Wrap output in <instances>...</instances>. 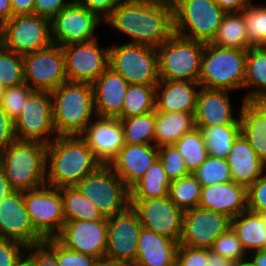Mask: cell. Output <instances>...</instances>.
<instances>
[{
  "label": "cell",
  "instance_id": "cell-24",
  "mask_svg": "<svg viewBox=\"0 0 266 266\" xmlns=\"http://www.w3.org/2000/svg\"><path fill=\"white\" fill-rule=\"evenodd\" d=\"M198 207L233 219L248 210L247 187L233 181L202 187Z\"/></svg>",
  "mask_w": 266,
  "mask_h": 266
},
{
  "label": "cell",
  "instance_id": "cell-22",
  "mask_svg": "<svg viewBox=\"0 0 266 266\" xmlns=\"http://www.w3.org/2000/svg\"><path fill=\"white\" fill-rule=\"evenodd\" d=\"M80 137L103 165H109L125 144L123 128L118 118L96 116Z\"/></svg>",
  "mask_w": 266,
  "mask_h": 266
},
{
  "label": "cell",
  "instance_id": "cell-9",
  "mask_svg": "<svg viewBox=\"0 0 266 266\" xmlns=\"http://www.w3.org/2000/svg\"><path fill=\"white\" fill-rule=\"evenodd\" d=\"M113 42L109 67L129 84L157 85L159 82L157 49L145 45Z\"/></svg>",
  "mask_w": 266,
  "mask_h": 266
},
{
  "label": "cell",
  "instance_id": "cell-57",
  "mask_svg": "<svg viewBox=\"0 0 266 266\" xmlns=\"http://www.w3.org/2000/svg\"><path fill=\"white\" fill-rule=\"evenodd\" d=\"M236 261L230 258L222 257L221 255L208 249L207 266H235Z\"/></svg>",
  "mask_w": 266,
  "mask_h": 266
},
{
  "label": "cell",
  "instance_id": "cell-58",
  "mask_svg": "<svg viewBox=\"0 0 266 266\" xmlns=\"http://www.w3.org/2000/svg\"><path fill=\"white\" fill-rule=\"evenodd\" d=\"M12 17L11 0H0V28Z\"/></svg>",
  "mask_w": 266,
  "mask_h": 266
},
{
  "label": "cell",
  "instance_id": "cell-51",
  "mask_svg": "<svg viewBox=\"0 0 266 266\" xmlns=\"http://www.w3.org/2000/svg\"><path fill=\"white\" fill-rule=\"evenodd\" d=\"M25 254L33 266H59L55 253L44 242L28 246Z\"/></svg>",
  "mask_w": 266,
  "mask_h": 266
},
{
  "label": "cell",
  "instance_id": "cell-26",
  "mask_svg": "<svg viewBox=\"0 0 266 266\" xmlns=\"http://www.w3.org/2000/svg\"><path fill=\"white\" fill-rule=\"evenodd\" d=\"M199 89L198 82L159 80L155 89V112H195Z\"/></svg>",
  "mask_w": 266,
  "mask_h": 266
},
{
  "label": "cell",
  "instance_id": "cell-41",
  "mask_svg": "<svg viewBox=\"0 0 266 266\" xmlns=\"http://www.w3.org/2000/svg\"><path fill=\"white\" fill-rule=\"evenodd\" d=\"M252 1L243 11L246 33L253 46H266V2Z\"/></svg>",
  "mask_w": 266,
  "mask_h": 266
},
{
  "label": "cell",
  "instance_id": "cell-3",
  "mask_svg": "<svg viewBox=\"0 0 266 266\" xmlns=\"http://www.w3.org/2000/svg\"><path fill=\"white\" fill-rule=\"evenodd\" d=\"M50 93L57 136L80 135L97 116L92 84L67 81Z\"/></svg>",
  "mask_w": 266,
  "mask_h": 266
},
{
  "label": "cell",
  "instance_id": "cell-8",
  "mask_svg": "<svg viewBox=\"0 0 266 266\" xmlns=\"http://www.w3.org/2000/svg\"><path fill=\"white\" fill-rule=\"evenodd\" d=\"M75 187L95 204L103 217H112L130 206V189L109 165H101Z\"/></svg>",
  "mask_w": 266,
  "mask_h": 266
},
{
  "label": "cell",
  "instance_id": "cell-32",
  "mask_svg": "<svg viewBox=\"0 0 266 266\" xmlns=\"http://www.w3.org/2000/svg\"><path fill=\"white\" fill-rule=\"evenodd\" d=\"M230 227L236 233L246 253L265 249L266 231L261 213L243 211L230 220Z\"/></svg>",
  "mask_w": 266,
  "mask_h": 266
},
{
  "label": "cell",
  "instance_id": "cell-23",
  "mask_svg": "<svg viewBox=\"0 0 266 266\" xmlns=\"http://www.w3.org/2000/svg\"><path fill=\"white\" fill-rule=\"evenodd\" d=\"M158 158L156 145L124 144L109 166L130 189Z\"/></svg>",
  "mask_w": 266,
  "mask_h": 266
},
{
  "label": "cell",
  "instance_id": "cell-43",
  "mask_svg": "<svg viewBox=\"0 0 266 266\" xmlns=\"http://www.w3.org/2000/svg\"><path fill=\"white\" fill-rule=\"evenodd\" d=\"M0 83L5 87L25 83L23 56L16 54L0 44Z\"/></svg>",
  "mask_w": 266,
  "mask_h": 266
},
{
  "label": "cell",
  "instance_id": "cell-39",
  "mask_svg": "<svg viewBox=\"0 0 266 266\" xmlns=\"http://www.w3.org/2000/svg\"><path fill=\"white\" fill-rule=\"evenodd\" d=\"M202 186L191 174L171 181L169 185L170 200L183 212L199 206Z\"/></svg>",
  "mask_w": 266,
  "mask_h": 266
},
{
  "label": "cell",
  "instance_id": "cell-53",
  "mask_svg": "<svg viewBox=\"0 0 266 266\" xmlns=\"http://www.w3.org/2000/svg\"><path fill=\"white\" fill-rule=\"evenodd\" d=\"M73 0H35L34 14L52 20Z\"/></svg>",
  "mask_w": 266,
  "mask_h": 266
},
{
  "label": "cell",
  "instance_id": "cell-7",
  "mask_svg": "<svg viewBox=\"0 0 266 266\" xmlns=\"http://www.w3.org/2000/svg\"><path fill=\"white\" fill-rule=\"evenodd\" d=\"M172 6L174 33L202 43L212 42L226 13L213 0H176Z\"/></svg>",
  "mask_w": 266,
  "mask_h": 266
},
{
  "label": "cell",
  "instance_id": "cell-31",
  "mask_svg": "<svg viewBox=\"0 0 266 266\" xmlns=\"http://www.w3.org/2000/svg\"><path fill=\"white\" fill-rule=\"evenodd\" d=\"M195 128L194 112H155L154 145H174Z\"/></svg>",
  "mask_w": 266,
  "mask_h": 266
},
{
  "label": "cell",
  "instance_id": "cell-56",
  "mask_svg": "<svg viewBox=\"0 0 266 266\" xmlns=\"http://www.w3.org/2000/svg\"><path fill=\"white\" fill-rule=\"evenodd\" d=\"M35 0H11L12 16L34 14Z\"/></svg>",
  "mask_w": 266,
  "mask_h": 266
},
{
  "label": "cell",
  "instance_id": "cell-64",
  "mask_svg": "<svg viewBox=\"0 0 266 266\" xmlns=\"http://www.w3.org/2000/svg\"><path fill=\"white\" fill-rule=\"evenodd\" d=\"M5 88L6 87L2 83H0V99H1V97L3 95V93H4Z\"/></svg>",
  "mask_w": 266,
  "mask_h": 266
},
{
  "label": "cell",
  "instance_id": "cell-59",
  "mask_svg": "<svg viewBox=\"0 0 266 266\" xmlns=\"http://www.w3.org/2000/svg\"><path fill=\"white\" fill-rule=\"evenodd\" d=\"M13 191L14 189L9 184V181L6 179L4 170L0 166V202Z\"/></svg>",
  "mask_w": 266,
  "mask_h": 266
},
{
  "label": "cell",
  "instance_id": "cell-38",
  "mask_svg": "<svg viewBox=\"0 0 266 266\" xmlns=\"http://www.w3.org/2000/svg\"><path fill=\"white\" fill-rule=\"evenodd\" d=\"M125 144L154 145L155 111L120 119Z\"/></svg>",
  "mask_w": 266,
  "mask_h": 266
},
{
  "label": "cell",
  "instance_id": "cell-47",
  "mask_svg": "<svg viewBox=\"0 0 266 266\" xmlns=\"http://www.w3.org/2000/svg\"><path fill=\"white\" fill-rule=\"evenodd\" d=\"M43 242L55 253L59 266H94L98 262L92 256L64 248L55 239Z\"/></svg>",
  "mask_w": 266,
  "mask_h": 266
},
{
  "label": "cell",
  "instance_id": "cell-15",
  "mask_svg": "<svg viewBox=\"0 0 266 266\" xmlns=\"http://www.w3.org/2000/svg\"><path fill=\"white\" fill-rule=\"evenodd\" d=\"M103 23L94 12L72 1L51 20L52 42L63 47L95 40L100 35L97 30L104 26Z\"/></svg>",
  "mask_w": 266,
  "mask_h": 266
},
{
  "label": "cell",
  "instance_id": "cell-36",
  "mask_svg": "<svg viewBox=\"0 0 266 266\" xmlns=\"http://www.w3.org/2000/svg\"><path fill=\"white\" fill-rule=\"evenodd\" d=\"M61 197L65 221H93L103 218L95 204L85 197L75 186L61 187Z\"/></svg>",
  "mask_w": 266,
  "mask_h": 266
},
{
  "label": "cell",
  "instance_id": "cell-44",
  "mask_svg": "<svg viewBox=\"0 0 266 266\" xmlns=\"http://www.w3.org/2000/svg\"><path fill=\"white\" fill-rule=\"evenodd\" d=\"M34 92L26 83L21 85L6 87L0 99V106L7 115L15 121L22 112V108L28 97Z\"/></svg>",
  "mask_w": 266,
  "mask_h": 266
},
{
  "label": "cell",
  "instance_id": "cell-40",
  "mask_svg": "<svg viewBox=\"0 0 266 266\" xmlns=\"http://www.w3.org/2000/svg\"><path fill=\"white\" fill-rule=\"evenodd\" d=\"M174 146L183 156L190 173L194 172L209 156L203 136L198 128L184 134Z\"/></svg>",
  "mask_w": 266,
  "mask_h": 266
},
{
  "label": "cell",
  "instance_id": "cell-19",
  "mask_svg": "<svg viewBox=\"0 0 266 266\" xmlns=\"http://www.w3.org/2000/svg\"><path fill=\"white\" fill-rule=\"evenodd\" d=\"M226 215L204 208L184 212L180 245L210 249L214 241L230 227Z\"/></svg>",
  "mask_w": 266,
  "mask_h": 266
},
{
  "label": "cell",
  "instance_id": "cell-66",
  "mask_svg": "<svg viewBox=\"0 0 266 266\" xmlns=\"http://www.w3.org/2000/svg\"><path fill=\"white\" fill-rule=\"evenodd\" d=\"M174 1H176V0H166V2H168V3H173Z\"/></svg>",
  "mask_w": 266,
  "mask_h": 266
},
{
  "label": "cell",
  "instance_id": "cell-35",
  "mask_svg": "<svg viewBox=\"0 0 266 266\" xmlns=\"http://www.w3.org/2000/svg\"><path fill=\"white\" fill-rule=\"evenodd\" d=\"M200 130L208 155L227 158L235 139L241 134V124L196 127Z\"/></svg>",
  "mask_w": 266,
  "mask_h": 266
},
{
  "label": "cell",
  "instance_id": "cell-11",
  "mask_svg": "<svg viewBox=\"0 0 266 266\" xmlns=\"http://www.w3.org/2000/svg\"><path fill=\"white\" fill-rule=\"evenodd\" d=\"M34 230L43 239H54L65 225L61 188L48 185L23 191Z\"/></svg>",
  "mask_w": 266,
  "mask_h": 266
},
{
  "label": "cell",
  "instance_id": "cell-5",
  "mask_svg": "<svg viewBox=\"0 0 266 266\" xmlns=\"http://www.w3.org/2000/svg\"><path fill=\"white\" fill-rule=\"evenodd\" d=\"M247 50L205 43L198 83L207 89L243 92ZM242 91V92H241Z\"/></svg>",
  "mask_w": 266,
  "mask_h": 266
},
{
  "label": "cell",
  "instance_id": "cell-4",
  "mask_svg": "<svg viewBox=\"0 0 266 266\" xmlns=\"http://www.w3.org/2000/svg\"><path fill=\"white\" fill-rule=\"evenodd\" d=\"M46 148L39 141L16 139L0 154V166L14 190L46 185Z\"/></svg>",
  "mask_w": 266,
  "mask_h": 266
},
{
  "label": "cell",
  "instance_id": "cell-2",
  "mask_svg": "<svg viewBox=\"0 0 266 266\" xmlns=\"http://www.w3.org/2000/svg\"><path fill=\"white\" fill-rule=\"evenodd\" d=\"M101 165L80 135L57 136L46 148V185L75 186Z\"/></svg>",
  "mask_w": 266,
  "mask_h": 266
},
{
  "label": "cell",
  "instance_id": "cell-20",
  "mask_svg": "<svg viewBox=\"0 0 266 266\" xmlns=\"http://www.w3.org/2000/svg\"><path fill=\"white\" fill-rule=\"evenodd\" d=\"M233 94L228 90L200 87L194 112L196 127L241 124L240 113L244 101L240 106L235 103L239 108L234 106Z\"/></svg>",
  "mask_w": 266,
  "mask_h": 266
},
{
  "label": "cell",
  "instance_id": "cell-54",
  "mask_svg": "<svg viewBox=\"0 0 266 266\" xmlns=\"http://www.w3.org/2000/svg\"><path fill=\"white\" fill-rule=\"evenodd\" d=\"M16 139L14 121L0 106V154Z\"/></svg>",
  "mask_w": 266,
  "mask_h": 266
},
{
  "label": "cell",
  "instance_id": "cell-52",
  "mask_svg": "<svg viewBox=\"0 0 266 266\" xmlns=\"http://www.w3.org/2000/svg\"><path fill=\"white\" fill-rule=\"evenodd\" d=\"M78 6L94 12L101 20H105L121 0H73Z\"/></svg>",
  "mask_w": 266,
  "mask_h": 266
},
{
  "label": "cell",
  "instance_id": "cell-17",
  "mask_svg": "<svg viewBox=\"0 0 266 266\" xmlns=\"http://www.w3.org/2000/svg\"><path fill=\"white\" fill-rule=\"evenodd\" d=\"M64 248L104 260L107 247V218L100 220L65 221L60 233L54 238Z\"/></svg>",
  "mask_w": 266,
  "mask_h": 266
},
{
  "label": "cell",
  "instance_id": "cell-1",
  "mask_svg": "<svg viewBox=\"0 0 266 266\" xmlns=\"http://www.w3.org/2000/svg\"><path fill=\"white\" fill-rule=\"evenodd\" d=\"M103 22L124 43L156 49L174 34L173 6L165 0H121Z\"/></svg>",
  "mask_w": 266,
  "mask_h": 266
},
{
  "label": "cell",
  "instance_id": "cell-14",
  "mask_svg": "<svg viewBox=\"0 0 266 266\" xmlns=\"http://www.w3.org/2000/svg\"><path fill=\"white\" fill-rule=\"evenodd\" d=\"M95 40L63 46L67 80L92 84L108 67L110 44Z\"/></svg>",
  "mask_w": 266,
  "mask_h": 266
},
{
  "label": "cell",
  "instance_id": "cell-48",
  "mask_svg": "<svg viewBox=\"0 0 266 266\" xmlns=\"http://www.w3.org/2000/svg\"><path fill=\"white\" fill-rule=\"evenodd\" d=\"M248 210L266 213V171L247 188Z\"/></svg>",
  "mask_w": 266,
  "mask_h": 266
},
{
  "label": "cell",
  "instance_id": "cell-65",
  "mask_svg": "<svg viewBox=\"0 0 266 266\" xmlns=\"http://www.w3.org/2000/svg\"><path fill=\"white\" fill-rule=\"evenodd\" d=\"M263 217H264V224H265V231H266V213H263ZM265 249H266V244H265Z\"/></svg>",
  "mask_w": 266,
  "mask_h": 266
},
{
  "label": "cell",
  "instance_id": "cell-63",
  "mask_svg": "<svg viewBox=\"0 0 266 266\" xmlns=\"http://www.w3.org/2000/svg\"><path fill=\"white\" fill-rule=\"evenodd\" d=\"M235 266H254L252 261L249 259V257H246L245 259H241L239 261H236Z\"/></svg>",
  "mask_w": 266,
  "mask_h": 266
},
{
  "label": "cell",
  "instance_id": "cell-61",
  "mask_svg": "<svg viewBox=\"0 0 266 266\" xmlns=\"http://www.w3.org/2000/svg\"><path fill=\"white\" fill-rule=\"evenodd\" d=\"M14 266H33L31 259L24 254Z\"/></svg>",
  "mask_w": 266,
  "mask_h": 266
},
{
  "label": "cell",
  "instance_id": "cell-60",
  "mask_svg": "<svg viewBox=\"0 0 266 266\" xmlns=\"http://www.w3.org/2000/svg\"><path fill=\"white\" fill-rule=\"evenodd\" d=\"M248 257L254 266H266V249L253 251Z\"/></svg>",
  "mask_w": 266,
  "mask_h": 266
},
{
  "label": "cell",
  "instance_id": "cell-49",
  "mask_svg": "<svg viewBox=\"0 0 266 266\" xmlns=\"http://www.w3.org/2000/svg\"><path fill=\"white\" fill-rule=\"evenodd\" d=\"M208 249L178 245L176 266H207Z\"/></svg>",
  "mask_w": 266,
  "mask_h": 266
},
{
  "label": "cell",
  "instance_id": "cell-42",
  "mask_svg": "<svg viewBox=\"0 0 266 266\" xmlns=\"http://www.w3.org/2000/svg\"><path fill=\"white\" fill-rule=\"evenodd\" d=\"M192 175L202 187L233 181L226 158L208 156Z\"/></svg>",
  "mask_w": 266,
  "mask_h": 266
},
{
  "label": "cell",
  "instance_id": "cell-21",
  "mask_svg": "<svg viewBox=\"0 0 266 266\" xmlns=\"http://www.w3.org/2000/svg\"><path fill=\"white\" fill-rule=\"evenodd\" d=\"M0 238L18 241L26 247L44 241L33 228L23 191L14 190L0 202Z\"/></svg>",
  "mask_w": 266,
  "mask_h": 266
},
{
  "label": "cell",
  "instance_id": "cell-55",
  "mask_svg": "<svg viewBox=\"0 0 266 266\" xmlns=\"http://www.w3.org/2000/svg\"><path fill=\"white\" fill-rule=\"evenodd\" d=\"M226 13L242 12L252 0H213Z\"/></svg>",
  "mask_w": 266,
  "mask_h": 266
},
{
  "label": "cell",
  "instance_id": "cell-25",
  "mask_svg": "<svg viewBox=\"0 0 266 266\" xmlns=\"http://www.w3.org/2000/svg\"><path fill=\"white\" fill-rule=\"evenodd\" d=\"M128 86L122 75L108 67L92 83L96 115L117 118L121 114Z\"/></svg>",
  "mask_w": 266,
  "mask_h": 266
},
{
  "label": "cell",
  "instance_id": "cell-18",
  "mask_svg": "<svg viewBox=\"0 0 266 266\" xmlns=\"http://www.w3.org/2000/svg\"><path fill=\"white\" fill-rule=\"evenodd\" d=\"M142 226L179 243L184 212L168 196L147 200H130Z\"/></svg>",
  "mask_w": 266,
  "mask_h": 266
},
{
  "label": "cell",
  "instance_id": "cell-46",
  "mask_svg": "<svg viewBox=\"0 0 266 266\" xmlns=\"http://www.w3.org/2000/svg\"><path fill=\"white\" fill-rule=\"evenodd\" d=\"M210 250L222 257L230 258L235 261L248 257L242 243L231 227L214 241Z\"/></svg>",
  "mask_w": 266,
  "mask_h": 266
},
{
  "label": "cell",
  "instance_id": "cell-6",
  "mask_svg": "<svg viewBox=\"0 0 266 266\" xmlns=\"http://www.w3.org/2000/svg\"><path fill=\"white\" fill-rule=\"evenodd\" d=\"M205 43L174 33L157 48L159 80L198 82Z\"/></svg>",
  "mask_w": 266,
  "mask_h": 266
},
{
  "label": "cell",
  "instance_id": "cell-10",
  "mask_svg": "<svg viewBox=\"0 0 266 266\" xmlns=\"http://www.w3.org/2000/svg\"><path fill=\"white\" fill-rule=\"evenodd\" d=\"M0 44L19 55L45 49L53 44L51 20L38 16H12L0 28Z\"/></svg>",
  "mask_w": 266,
  "mask_h": 266
},
{
  "label": "cell",
  "instance_id": "cell-33",
  "mask_svg": "<svg viewBox=\"0 0 266 266\" xmlns=\"http://www.w3.org/2000/svg\"><path fill=\"white\" fill-rule=\"evenodd\" d=\"M171 181L165 174L159 158L130 188V200L163 198L169 195Z\"/></svg>",
  "mask_w": 266,
  "mask_h": 266
},
{
  "label": "cell",
  "instance_id": "cell-16",
  "mask_svg": "<svg viewBox=\"0 0 266 266\" xmlns=\"http://www.w3.org/2000/svg\"><path fill=\"white\" fill-rule=\"evenodd\" d=\"M25 83L34 91H49L67 82L65 57L59 45L23 55Z\"/></svg>",
  "mask_w": 266,
  "mask_h": 266
},
{
  "label": "cell",
  "instance_id": "cell-29",
  "mask_svg": "<svg viewBox=\"0 0 266 266\" xmlns=\"http://www.w3.org/2000/svg\"><path fill=\"white\" fill-rule=\"evenodd\" d=\"M240 122L241 134L266 165V101H244Z\"/></svg>",
  "mask_w": 266,
  "mask_h": 266
},
{
  "label": "cell",
  "instance_id": "cell-12",
  "mask_svg": "<svg viewBox=\"0 0 266 266\" xmlns=\"http://www.w3.org/2000/svg\"><path fill=\"white\" fill-rule=\"evenodd\" d=\"M137 212L130 205L125 211L107 218V247L104 260L132 266L137 258L142 229Z\"/></svg>",
  "mask_w": 266,
  "mask_h": 266
},
{
  "label": "cell",
  "instance_id": "cell-45",
  "mask_svg": "<svg viewBox=\"0 0 266 266\" xmlns=\"http://www.w3.org/2000/svg\"><path fill=\"white\" fill-rule=\"evenodd\" d=\"M159 160L170 181L191 174L185 165L184 158L174 145L158 147Z\"/></svg>",
  "mask_w": 266,
  "mask_h": 266
},
{
  "label": "cell",
  "instance_id": "cell-13",
  "mask_svg": "<svg viewBox=\"0 0 266 266\" xmlns=\"http://www.w3.org/2000/svg\"><path fill=\"white\" fill-rule=\"evenodd\" d=\"M18 140L49 144L57 137L53 126L52 98L49 91H34L14 121Z\"/></svg>",
  "mask_w": 266,
  "mask_h": 266
},
{
  "label": "cell",
  "instance_id": "cell-28",
  "mask_svg": "<svg viewBox=\"0 0 266 266\" xmlns=\"http://www.w3.org/2000/svg\"><path fill=\"white\" fill-rule=\"evenodd\" d=\"M226 159L233 182L247 188L266 171V165L242 134L235 139Z\"/></svg>",
  "mask_w": 266,
  "mask_h": 266
},
{
  "label": "cell",
  "instance_id": "cell-37",
  "mask_svg": "<svg viewBox=\"0 0 266 266\" xmlns=\"http://www.w3.org/2000/svg\"><path fill=\"white\" fill-rule=\"evenodd\" d=\"M156 85L129 84L118 119L144 115L155 111Z\"/></svg>",
  "mask_w": 266,
  "mask_h": 266
},
{
  "label": "cell",
  "instance_id": "cell-30",
  "mask_svg": "<svg viewBox=\"0 0 266 266\" xmlns=\"http://www.w3.org/2000/svg\"><path fill=\"white\" fill-rule=\"evenodd\" d=\"M240 101H266V46L247 50L244 87Z\"/></svg>",
  "mask_w": 266,
  "mask_h": 266
},
{
  "label": "cell",
  "instance_id": "cell-62",
  "mask_svg": "<svg viewBox=\"0 0 266 266\" xmlns=\"http://www.w3.org/2000/svg\"><path fill=\"white\" fill-rule=\"evenodd\" d=\"M94 266H126L121 263L109 262L106 260H99Z\"/></svg>",
  "mask_w": 266,
  "mask_h": 266
},
{
  "label": "cell",
  "instance_id": "cell-50",
  "mask_svg": "<svg viewBox=\"0 0 266 266\" xmlns=\"http://www.w3.org/2000/svg\"><path fill=\"white\" fill-rule=\"evenodd\" d=\"M26 248L18 241L0 238V266H14L25 254Z\"/></svg>",
  "mask_w": 266,
  "mask_h": 266
},
{
  "label": "cell",
  "instance_id": "cell-34",
  "mask_svg": "<svg viewBox=\"0 0 266 266\" xmlns=\"http://www.w3.org/2000/svg\"><path fill=\"white\" fill-rule=\"evenodd\" d=\"M211 44L241 50L253 47L248 40L242 12L225 13Z\"/></svg>",
  "mask_w": 266,
  "mask_h": 266
},
{
  "label": "cell",
  "instance_id": "cell-27",
  "mask_svg": "<svg viewBox=\"0 0 266 266\" xmlns=\"http://www.w3.org/2000/svg\"><path fill=\"white\" fill-rule=\"evenodd\" d=\"M179 243L142 227L138 239L137 258L132 266H176Z\"/></svg>",
  "mask_w": 266,
  "mask_h": 266
}]
</instances>
